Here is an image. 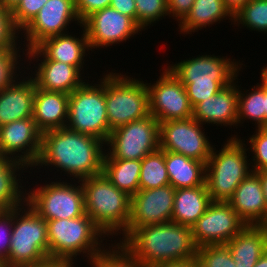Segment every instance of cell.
Returning <instances> with one entry per match:
<instances>
[{
    "label": "cell",
    "instance_id": "cell-1",
    "mask_svg": "<svg viewBox=\"0 0 267 267\" xmlns=\"http://www.w3.org/2000/svg\"><path fill=\"white\" fill-rule=\"evenodd\" d=\"M105 142L99 138L62 127L42 133L40 154L33 165L55 167L82 180L103 173ZM105 150V151H103ZM59 168V169H58Z\"/></svg>",
    "mask_w": 267,
    "mask_h": 267
},
{
    "label": "cell",
    "instance_id": "cell-2",
    "mask_svg": "<svg viewBox=\"0 0 267 267\" xmlns=\"http://www.w3.org/2000/svg\"><path fill=\"white\" fill-rule=\"evenodd\" d=\"M122 244L145 267L196 260L197 246L192 238V228L173 222L141 226Z\"/></svg>",
    "mask_w": 267,
    "mask_h": 267
},
{
    "label": "cell",
    "instance_id": "cell-3",
    "mask_svg": "<svg viewBox=\"0 0 267 267\" xmlns=\"http://www.w3.org/2000/svg\"><path fill=\"white\" fill-rule=\"evenodd\" d=\"M242 62L226 56L199 55L181 60L168 68L186 89L192 108L205 99L217 94L222 88L238 80Z\"/></svg>",
    "mask_w": 267,
    "mask_h": 267
},
{
    "label": "cell",
    "instance_id": "cell-4",
    "mask_svg": "<svg viewBox=\"0 0 267 267\" xmlns=\"http://www.w3.org/2000/svg\"><path fill=\"white\" fill-rule=\"evenodd\" d=\"M80 182L85 213L107 237L121 236L127 230L131 197L114 186L104 173L84 178Z\"/></svg>",
    "mask_w": 267,
    "mask_h": 267
},
{
    "label": "cell",
    "instance_id": "cell-5",
    "mask_svg": "<svg viewBox=\"0 0 267 267\" xmlns=\"http://www.w3.org/2000/svg\"><path fill=\"white\" fill-rule=\"evenodd\" d=\"M102 237L106 239L104 232L86 213L74 219L47 221L49 259L54 262L75 263L73 261L78 260L77 255L82 254L87 257L89 264L101 248H104V244H101L104 241Z\"/></svg>",
    "mask_w": 267,
    "mask_h": 267
},
{
    "label": "cell",
    "instance_id": "cell-6",
    "mask_svg": "<svg viewBox=\"0 0 267 267\" xmlns=\"http://www.w3.org/2000/svg\"><path fill=\"white\" fill-rule=\"evenodd\" d=\"M5 262L8 267H37L50 262L47 221L27 202L13 209L11 245Z\"/></svg>",
    "mask_w": 267,
    "mask_h": 267
},
{
    "label": "cell",
    "instance_id": "cell-7",
    "mask_svg": "<svg viewBox=\"0 0 267 267\" xmlns=\"http://www.w3.org/2000/svg\"><path fill=\"white\" fill-rule=\"evenodd\" d=\"M228 139L221 150L216 151L213 147L206 163L205 182L213 202H228L236 188L252 172L246 141L237 135Z\"/></svg>",
    "mask_w": 267,
    "mask_h": 267
},
{
    "label": "cell",
    "instance_id": "cell-8",
    "mask_svg": "<svg viewBox=\"0 0 267 267\" xmlns=\"http://www.w3.org/2000/svg\"><path fill=\"white\" fill-rule=\"evenodd\" d=\"M105 100L111 131L151 115L146 82L126 76V74L112 71L108 73L107 70Z\"/></svg>",
    "mask_w": 267,
    "mask_h": 267
},
{
    "label": "cell",
    "instance_id": "cell-9",
    "mask_svg": "<svg viewBox=\"0 0 267 267\" xmlns=\"http://www.w3.org/2000/svg\"><path fill=\"white\" fill-rule=\"evenodd\" d=\"M98 81L99 84L91 85L85 82L69 94L66 127L106 143L111 130L106 110L104 73Z\"/></svg>",
    "mask_w": 267,
    "mask_h": 267
},
{
    "label": "cell",
    "instance_id": "cell-10",
    "mask_svg": "<svg viewBox=\"0 0 267 267\" xmlns=\"http://www.w3.org/2000/svg\"><path fill=\"white\" fill-rule=\"evenodd\" d=\"M51 181L26 193V202L46 221L74 219L85 214L84 193L80 185Z\"/></svg>",
    "mask_w": 267,
    "mask_h": 267
},
{
    "label": "cell",
    "instance_id": "cell-11",
    "mask_svg": "<svg viewBox=\"0 0 267 267\" xmlns=\"http://www.w3.org/2000/svg\"><path fill=\"white\" fill-rule=\"evenodd\" d=\"M104 159L141 160L160 149L159 122L153 115L110 132Z\"/></svg>",
    "mask_w": 267,
    "mask_h": 267
},
{
    "label": "cell",
    "instance_id": "cell-12",
    "mask_svg": "<svg viewBox=\"0 0 267 267\" xmlns=\"http://www.w3.org/2000/svg\"><path fill=\"white\" fill-rule=\"evenodd\" d=\"M203 127L193 117L159 123L160 149L179 153L206 164L214 145L209 142Z\"/></svg>",
    "mask_w": 267,
    "mask_h": 267
},
{
    "label": "cell",
    "instance_id": "cell-13",
    "mask_svg": "<svg viewBox=\"0 0 267 267\" xmlns=\"http://www.w3.org/2000/svg\"><path fill=\"white\" fill-rule=\"evenodd\" d=\"M163 69L155 81L156 83H146L149 93L150 114L159 123L191 118L193 108L185 87L168 67Z\"/></svg>",
    "mask_w": 267,
    "mask_h": 267
},
{
    "label": "cell",
    "instance_id": "cell-14",
    "mask_svg": "<svg viewBox=\"0 0 267 267\" xmlns=\"http://www.w3.org/2000/svg\"><path fill=\"white\" fill-rule=\"evenodd\" d=\"M174 197L175 188L170 184L160 188L138 190L131 197L127 230L119 241L122 243L135 229L141 226L171 222Z\"/></svg>",
    "mask_w": 267,
    "mask_h": 267
},
{
    "label": "cell",
    "instance_id": "cell-15",
    "mask_svg": "<svg viewBox=\"0 0 267 267\" xmlns=\"http://www.w3.org/2000/svg\"><path fill=\"white\" fill-rule=\"evenodd\" d=\"M246 224L228 202H211L192 228L197 248L222 245L235 237Z\"/></svg>",
    "mask_w": 267,
    "mask_h": 267
},
{
    "label": "cell",
    "instance_id": "cell-16",
    "mask_svg": "<svg viewBox=\"0 0 267 267\" xmlns=\"http://www.w3.org/2000/svg\"><path fill=\"white\" fill-rule=\"evenodd\" d=\"M71 21H77L75 23L82 25L76 12L75 0H48L22 30L23 32H20V36L24 33L23 37L26 41L24 51L35 48L49 37L67 33V26L72 23Z\"/></svg>",
    "mask_w": 267,
    "mask_h": 267
},
{
    "label": "cell",
    "instance_id": "cell-17",
    "mask_svg": "<svg viewBox=\"0 0 267 267\" xmlns=\"http://www.w3.org/2000/svg\"><path fill=\"white\" fill-rule=\"evenodd\" d=\"M82 25L85 28L90 49L104 48L126 42L142 29L129 16L111 6L93 12Z\"/></svg>",
    "mask_w": 267,
    "mask_h": 267
},
{
    "label": "cell",
    "instance_id": "cell-18",
    "mask_svg": "<svg viewBox=\"0 0 267 267\" xmlns=\"http://www.w3.org/2000/svg\"><path fill=\"white\" fill-rule=\"evenodd\" d=\"M41 137L42 133L37 129L33 117L2 125L0 154L22 162L31 170L40 154Z\"/></svg>",
    "mask_w": 267,
    "mask_h": 267
},
{
    "label": "cell",
    "instance_id": "cell-19",
    "mask_svg": "<svg viewBox=\"0 0 267 267\" xmlns=\"http://www.w3.org/2000/svg\"><path fill=\"white\" fill-rule=\"evenodd\" d=\"M24 56H26V59L29 58L27 61L30 60V68V63L33 64L32 59L34 61L37 58V62L41 61L35 66V71H31L30 74L37 88L71 94L86 82V79L81 76L83 73L77 67L55 60H48L36 47L26 50ZM39 57H43V59L40 60Z\"/></svg>",
    "mask_w": 267,
    "mask_h": 267
},
{
    "label": "cell",
    "instance_id": "cell-20",
    "mask_svg": "<svg viewBox=\"0 0 267 267\" xmlns=\"http://www.w3.org/2000/svg\"><path fill=\"white\" fill-rule=\"evenodd\" d=\"M246 225L267 226L266 203L260 176L251 172L228 201Z\"/></svg>",
    "mask_w": 267,
    "mask_h": 267
},
{
    "label": "cell",
    "instance_id": "cell-21",
    "mask_svg": "<svg viewBox=\"0 0 267 267\" xmlns=\"http://www.w3.org/2000/svg\"><path fill=\"white\" fill-rule=\"evenodd\" d=\"M238 86L236 82L222 88L217 94L198 103L193 108L192 117L202 125L237 126Z\"/></svg>",
    "mask_w": 267,
    "mask_h": 267
},
{
    "label": "cell",
    "instance_id": "cell-22",
    "mask_svg": "<svg viewBox=\"0 0 267 267\" xmlns=\"http://www.w3.org/2000/svg\"><path fill=\"white\" fill-rule=\"evenodd\" d=\"M20 76L0 91V126L33 117L36 84L29 74Z\"/></svg>",
    "mask_w": 267,
    "mask_h": 267
},
{
    "label": "cell",
    "instance_id": "cell-23",
    "mask_svg": "<svg viewBox=\"0 0 267 267\" xmlns=\"http://www.w3.org/2000/svg\"><path fill=\"white\" fill-rule=\"evenodd\" d=\"M69 94L35 89L33 120L37 129L46 131L66 127L68 120Z\"/></svg>",
    "mask_w": 267,
    "mask_h": 267
},
{
    "label": "cell",
    "instance_id": "cell-24",
    "mask_svg": "<svg viewBox=\"0 0 267 267\" xmlns=\"http://www.w3.org/2000/svg\"><path fill=\"white\" fill-rule=\"evenodd\" d=\"M81 27L83 28V32L81 31L83 34L80 39L73 34L69 35L70 33L60 34L43 40L36 48L48 60L73 65L81 71L85 67L83 66L85 55L87 56V52L91 50L85 28L83 25Z\"/></svg>",
    "mask_w": 267,
    "mask_h": 267
},
{
    "label": "cell",
    "instance_id": "cell-25",
    "mask_svg": "<svg viewBox=\"0 0 267 267\" xmlns=\"http://www.w3.org/2000/svg\"><path fill=\"white\" fill-rule=\"evenodd\" d=\"M226 245L237 267H254L267 251V226L246 225Z\"/></svg>",
    "mask_w": 267,
    "mask_h": 267
},
{
    "label": "cell",
    "instance_id": "cell-26",
    "mask_svg": "<svg viewBox=\"0 0 267 267\" xmlns=\"http://www.w3.org/2000/svg\"><path fill=\"white\" fill-rule=\"evenodd\" d=\"M211 202L206 182L201 186L175 189L171 222L192 227Z\"/></svg>",
    "mask_w": 267,
    "mask_h": 267
},
{
    "label": "cell",
    "instance_id": "cell-27",
    "mask_svg": "<svg viewBox=\"0 0 267 267\" xmlns=\"http://www.w3.org/2000/svg\"><path fill=\"white\" fill-rule=\"evenodd\" d=\"M170 185L175 189L192 188L205 183L206 164L182 154L165 151Z\"/></svg>",
    "mask_w": 267,
    "mask_h": 267
},
{
    "label": "cell",
    "instance_id": "cell-28",
    "mask_svg": "<svg viewBox=\"0 0 267 267\" xmlns=\"http://www.w3.org/2000/svg\"><path fill=\"white\" fill-rule=\"evenodd\" d=\"M25 169L27 167L22 162L0 154V204L6 210L20 207L26 202L27 190L23 188L26 186H22L20 181L23 180L18 178Z\"/></svg>",
    "mask_w": 267,
    "mask_h": 267
},
{
    "label": "cell",
    "instance_id": "cell-29",
    "mask_svg": "<svg viewBox=\"0 0 267 267\" xmlns=\"http://www.w3.org/2000/svg\"><path fill=\"white\" fill-rule=\"evenodd\" d=\"M224 18L233 23V15L225 7L223 0H195L190 12L178 26L180 33L191 34L207 25L210 27L218 21L220 23Z\"/></svg>",
    "mask_w": 267,
    "mask_h": 267
},
{
    "label": "cell",
    "instance_id": "cell-30",
    "mask_svg": "<svg viewBox=\"0 0 267 267\" xmlns=\"http://www.w3.org/2000/svg\"><path fill=\"white\" fill-rule=\"evenodd\" d=\"M141 160L103 159V173L130 197L139 190Z\"/></svg>",
    "mask_w": 267,
    "mask_h": 267
},
{
    "label": "cell",
    "instance_id": "cell-31",
    "mask_svg": "<svg viewBox=\"0 0 267 267\" xmlns=\"http://www.w3.org/2000/svg\"><path fill=\"white\" fill-rule=\"evenodd\" d=\"M238 85V118L237 126L242 125L249 119L254 121L257 128L265 127V84L263 81L257 83L256 87L249 90H239ZM249 91V92H248ZM248 93V94H247ZM245 119V120H244Z\"/></svg>",
    "mask_w": 267,
    "mask_h": 267
},
{
    "label": "cell",
    "instance_id": "cell-32",
    "mask_svg": "<svg viewBox=\"0 0 267 267\" xmlns=\"http://www.w3.org/2000/svg\"><path fill=\"white\" fill-rule=\"evenodd\" d=\"M169 184L164 150L158 149L141 159L139 190L160 188Z\"/></svg>",
    "mask_w": 267,
    "mask_h": 267
},
{
    "label": "cell",
    "instance_id": "cell-33",
    "mask_svg": "<svg viewBox=\"0 0 267 267\" xmlns=\"http://www.w3.org/2000/svg\"><path fill=\"white\" fill-rule=\"evenodd\" d=\"M115 243L109 250L102 248L90 261L91 267H145L121 242Z\"/></svg>",
    "mask_w": 267,
    "mask_h": 267
},
{
    "label": "cell",
    "instance_id": "cell-34",
    "mask_svg": "<svg viewBox=\"0 0 267 267\" xmlns=\"http://www.w3.org/2000/svg\"><path fill=\"white\" fill-rule=\"evenodd\" d=\"M233 24L267 34V0H250L233 16Z\"/></svg>",
    "mask_w": 267,
    "mask_h": 267
},
{
    "label": "cell",
    "instance_id": "cell-35",
    "mask_svg": "<svg viewBox=\"0 0 267 267\" xmlns=\"http://www.w3.org/2000/svg\"><path fill=\"white\" fill-rule=\"evenodd\" d=\"M197 267H237L226 244L197 248Z\"/></svg>",
    "mask_w": 267,
    "mask_h": 267
},
{
    "label": "cell",
    "instance_id": "cell-36",
    "mask_svg": "<svg viewBox=\"0 0 267 267\" xmlns=\"http://www.w3.org/2000/svg\"><path fill=\"white\" fill-rule=\"evenodd\" d=\"M167 0H135L137 10V25L145 27L169 16ZM162 17V18H161Z\"/></svg>",
    "mask_w": 267,
    "mask_h": 267
},
{
    "label": "cell",
    "instance_id": "cell-37",
    "mask_svg": "<svg viewBox=\"0 0 267 267\" xmlns=\"http://www.w3.org/2000/svg\"><path fill=\"white\" fill-rule=\"evenodd\" d=\"M20 50L22 49H0V91L19 77L17 70L22 64L19 61H23Z\"/></svg>",
    "mask_w": 267,
    "mask_h": 267
},
{
    "label": "cell",
    "instance_id": "cell-38",
    "mask_svg": "<svg viewBox=\"0 0 267 267\" xmlns=\"http://www.w3.org/2000/svg\"><path fill=\"white\" fill-rule=\"evenodd\" d=\"M48 0H20L10 11L14 27L21 32Z\"/></svg>",
    "mask_w": 267,
    "mask_h": 267
},
{
    "label": "cell",
    "instance_id": "cell-39",
    "mask_svg": "<svg viewBox=\"0 0 267 267\" xmlns=\"http://www.w3.org/2000/svg\"><path fill=\"white\" fill-rule=\"evenodd\" d=\"M255 135L250 136L247 144L250 145L248 148L251 149V153L254 163L251 165L252 171H261L267 165V127L256 128Z\"/></svg>",
    "mask_w": 267,
    "mask_h": 267
},
{
    "label": "cell",
    "instance_id": "cell-40",
    "mask_svg": "<svg viewBox=\"0 0 267 267\" xmlns=\"http://www.w3.org/2000/svg\"><path fill=\"white\" fill-rule=\"evenodd\" d=\"M19 34L13 25L10 10L0 3V49H20L21 46L17 44L20 41Z\"/></svg>",
    "mask_w": 267,
    "mask_h": 267
},
{
    "label": "cell",
    "instance_id": "cell-41",
    "mask_svg": "<svg viewBox=\"0 0 267 267\" xmlns=\"http://www.w3.org/2000/svg\"><path fill=\"white\" fill-rule=\"evenodd\" d=\"M13 228V209L5 211L0 216V260L6 261L11 245Z\"/></svg>",
    "mask_w": 267,
    "mask_h": 267
},
{
    "label": "cell",
    "instance_id": "cell-42",
    "mask_svg": "<svg viewBox=\"0 0 267 267\" xmlns=\"http://www.w3.org/2000/svg\"><path fill=\"white\" fill-rule=\"evenodd\" d=\"M110 2L111 0H75L77 15L83 22L93 12L108 7Z\"/></svg>",
    "mask_w": 267,
    "mask_h": 267
},
{
    "label": "cell",
    "instance_id": "cell-43",
    "mask_svg": "<svg viewBox=\"0 0 267 267\" xmlns=\"http://www.w3.org/2000/svg\"><path fill=\"white\" fill-rule=\"evenodd\" d=\"M169 17L180 23L190 12L195 0H167ZM176 17V18H175Z\"/></svg>",
    "mask_w": 267,
    "mask_h": 267
},
{
    "label": "cell",
    "instance_id": "cell-44",
    "mask_svg": "<svg viewBox=\"0 0 267 267\" xmlns=\"http://www.w3.org/2000/svg\"><path fill=\"white\" fill-rule=\"evenodd\" d=\"M121 14L131 17L137 23L135 0H111L110 5Z\"/></svg>",
    "mask_w": 267,
    "mask_h": 267
},
{
    "label": "cell",
    "instance_id": "cell-45",
    "mask_svg": "<svg viewBox=\"0 0 267 267\" xmlns=\"http://www.w3.org/2000/svg\"><path fill=\"white\" fill-rule=\"evenodd\" d=\"M250 0H223L225 7L234 16L242 9Z\"/></svg>",
    "mask_w": 267,
    "mask_h": 267
},
{
    "label": "cell",
    "instance_id": "cell-46",
    "mask_svg": "<svg viewBox=\"0 0 267 267\" xmlns=\"http://www.w3.org/2000/svg\"><path fill=\"white\" fill-rule=\"evenodd\" d=\"M150 267H197V265L195 260H187V261L160 263L152 265Z\"/></svg>",
    "mask_w": 267,
    "mask_h": 267
},
{
    "label": "cell",
    "instance_id": "cell-47",
    "mask_svg": "<svg viewBox=\"0 0 267 267\" xmlns=\"http://www.w3.org/2000/svg\"><path fill=\"white\" fill-rule=\"evenodd\" d=\"M256 173L260 176V181L263 189V195L266 203V211H267V174H265L262 170L256 171Z\"/></svg>",
    "mask_w": 267,
    "mask_h": 267
},
{
    "label": "cell",
    "instance_id": "cell-48",
    "mask_svg": "<svg viewBox=\"0 0 267 267\" xmlns=\"http://www.w3.org/2000/svg\"><path fill=\"white\" fill-rule=\"evenodd\" d=\"M73 264L74 263L50 261L45 265L37 266V267H75Z\"/></svg>",
    "mask_w": 267,
    "mask_h": 267
},
{
    "label": "cell",
    "instance_id": "cell-49",
    "mask_svg": "<svg viewBox=\"0 0 267 267\" xmlns=\"http://www.w3.org/2000/svg\"><path fill=\"white\" fill-rule=\"evenodd\" d=\"M20 0H0V3L10 11L16 6Z\"/></svg>",
    "mask_w": 267,
    "mask_h": 267
},
{
    "label": "cell",
    "instance_id": "cell-50",
    "mask_svg": "<svg viewBox=\"0 0 267 267\" xmlns=\"http://www.w3.org/2000/svg\"><path fill=\"white\" fill-rule=\"evenodd\" d=\"M254 267H267V251L260 257Z\"/></svg>",
    "mask_w": 267,
    "mask_h": 267
},
{
    "label": "cell",
    "instance_id": "cell-51",
    "mask_svg": "<svg viewBox=\"0 0 267 267\" xmlns=\"http://www.w3.org/2000/svg\"><path fill=\"white\" fill-rule=\"evenodd\" d=\"M267 66V65H266ZM261 80L264 82V84L267 86V67H263L261 69Z\"/></svg>",
    "mask_w": 267,
    "mask_h": 267
},
{
    "label": "cell",
    "instance_id": "cell-52",
    "mask_svg": "<svg viewBox=\"0 0 267 267\" xmlns=\"http://www.w3.org/2000/svg\"><path fill=\"white\" fill-rule=\"evenodd\" d=\"M265 127H267V86L265 85Z\"/></svg>",
    "mask_w": 267,
    "mask_h": 267
},
{
    "label": "cell",
    "instance_id": "cell-53",
    "mask_svg": "<svg viewBox=\"0 0 267 267\" xmlns=\"http://www.w3.org/2000/svg\"><path fill=\"white\" fill-rule=\"evenodd\" d=\"M7 211L1 204H0V216Z\"/></svg>",
    "mask_w": 267,
    "mask_h": 267
},
{
    "label": "cell",
    "instance_id": "cell-54",
    "mask_svg": "<svg viewBox=\"0 0 267 267\" xmlns=\"http://www.w3.org/2000/svg\"><path fill=\"white\" fill-rule=\"evenodd\" d=\"M0 267H8L7 263L3 260H0Z\"/></svg>",
    "mask_w": 267,
    "mask_h": 267
},
{
    "label": "cell",
    "instance_id": "cell-55",
    "mask_svg": "<svg viewBox=\"0 0 267 267\" xmlns=\"http://www.w3.org/2000/svg\"><path fill=\"white\" fill-rule=\"evenodd\" d=\"M262 171L267 174V165L262 169Z\"/></svg>",
    "mask_w": 267,
    "mask_h": 267
}]
</instances>
